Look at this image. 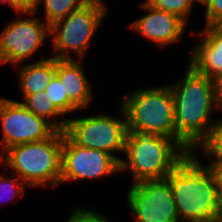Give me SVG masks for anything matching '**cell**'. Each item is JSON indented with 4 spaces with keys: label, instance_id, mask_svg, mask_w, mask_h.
I'll return each instance as SVG.
<instances>
[{
    "label": "cell",
    "instance_id": "obj_1",
    "mask_svg": "<svg viewBox=\"0 0 222 222\" xmlns=\"http://www.w3.org/2000/svg\"><path fill=\"white\" fill-rule=\"evenodd\" d=\"M180 81L169 84L174 98L176 142L187 152L209 137L217 121L212 111L219 110L215 81L197 73L189 64Z\"/></svg>",
    "mask_w": 222,
    "mask_h": 222
},
{
    "label": "cell",
    "instance_id": "obj_2",
    "mask_svg": "<svg viewBox=\"0 0 222 222\" xmlns=\"http://www.w3.org/2000/svg\"><path fill=\"white\" fill-rule=\"evenodd\" d=\"M188 153L166 176L180 222H205L222 212V196L210 165Z\"/></svg>",
    "mask_w": 222,
    "mask_h": 222
},
{
    "label": "cell",
    "instance_id": "obj_3",
    "mask_svg": "<svg viewBox=\"0 0 222 222\" xmlns=\"http://www.w3.org/2000/svg\"><path fill=\"white\" fill-rule=\"evenodd\" d=\"M123 153L119 172L129 170L132 184L166 178L188 154L174 139L140 130H128Z\"/></svg>",
    "mask_w": 222,
    "mask_h": 222
},
{
    "label": "cell",
    "instance_id": "obj_4",
    "mask_svg": "<svg viewBox=\"0 0 222 222\" xmlns=\"http://www.w3.org/2000/svg\"><path fill=\"white\" fill-rule=\"evenodd\" d=\"M62 146L63 131L56 130L45 140L8 148L5 166L29 187H57L61 180Z\"/></svg>",
    "mask_w": 222,
    "mask_h": 222
},
{
    "label": "cell",
    "instance_id": "obj_5",
    "mask_svg": "<svg viewBox=\"0 0 222 222\" xmlns=\"http://www.w3.org/2000/svg\"><path fill=\"white\" fill-rule=\"evenodd\" d=\"M120 102L127 130L151 132L176 141L174 98L170 86L135 89Z\"/></svg>",
    "mask_w": 222,
    "mask_h": 222
},
{
    "label": "cell",
    "instance_id": "obj_6",
    "mask_svg": "<svg viewBox=\"0 0 222 222\" xmlns=\"http://www.w3.org/2000/svg\"><path fill=\"white\" fill-rule=\"evenodd\" d=\"M107 7L102 0H91L50 26V36L56 59L82 58L87 53L92 37L106 16Z\"/></svg>",
    "mask_w": 222,
    "mask_h": 222
},
{
    "label": "cell",
    "instance_id": "obj_7",
    "mask_svg": "<svg viewBox=\"0 0 222 222\" xmlns=\"http://www.w3.org/2000/svg\"><path fill=\"white\" fill-rule=\"evenodd\" d=\"M119 112L120 117L103 113L83 118H67L64 133L75 144L104 151L120 161L121 157L115 154L123 153L128 130L122 107Z\"/></svg>",
    "mask_w": 222,
    "mask_h": 222
},
{
    "label": "cell",
    "instance_id": "obj_8",
    "mask_svg": "<svg viewBox=\"0 0 222 222\" xmlns=\"http://www.w3.org/2000/svg\"><path fill=\"white\" fill-rule=\"evenodd\" d=\"M126 199L136 222H180L167 178L132 184Z\"/></svg>",
    "mask_w": 222,
    "mask_h": 222
},
{
    "label": "cell",
    "instance_id": "obj_9",
    "mask_svg": "<svg viewBox=\"0 0 222 222\" xmlns=\"http://www.w3.org/2000/svg\"><path fill=\"white\" fill-rule=\"evenodd\" d=\"M18 18L7 23L0 34V65L11 64L15 68L27 61L42 47L50 35V26L33 17Z\"/></svg>",
    "mask_w": 222,
    "mask_h": 222
},
{
    "label": "cell",
    "instance_id": "obj_10",
    "mask_svg": "<svg viewBox=\"0 0 222 222\" xmlns=\"http://www.w3.org/2000/svg\"><path fill=\"white\" fill-rule=\"evenodd\" d=\"M1 145L7 150L15 145L49 138L56 129L44 118L29 111L20 101L0 97Z\"/></svg>",
    "mask_w": 222,
    "mask_h": 222
},
{
    "label": "cell",
    "instance_id": "obj_11",
    "mask_svg": "<svg viewBox=\"0 0 222 222\" xmlns=\"http://www.w3.org/2000/svg\"><path fill=\"white\" fill-rule=\"evenodd\" d=\"M119 173V161L112 155L75 144L63 131L60 184L102 178Z\"/></svg>",
    "mask_w": 222,
    "mask_h": 222
},
{
    "label": "cell",
    "instance_id": "obj_12",
    "mask_svg": "<svg viewBox=\"0 0 222 222\" xmlns=\"http://www.w3.org/2000/svg\"><path fill=\"white\" fill-rule=\"evenodd\" d=\"M139 7L147 13L130 23L129 28L162 48L180 42L188 23L176 14L151 7L145 1Z\"/></svg>",
    "mask_w": 222,
    "mask_h": 222
},
{
    "label": "cell",
    "instance_id": "obj_13",
    "mask_svg": "<svg viewBox=\"0 0 222 222\" xmlns=\"http://www.w3.org/2000/svg\"><path fill=\"white\" fill-rule=\"evenodd\" d=\"M202 38L191 51L189 65L199 74L212 80L222 76V28L205 26L197 33Z\"/></svg>",
    "mask_w": 222,
    "mask_h": 222
},
{
    "label": "cell",
    "instance_id": "obj_14",
    "mask_svg": "<svg viewBox=\"0 0 222 222\" xmlns=\"http://www.w3.org/2000/svg\"><path fill=\"white\" fill-rule=\"evenodd\" d=\"M78 59H56L55 75L63 84L64 95L79 109L93 100L91 85Z\"/></svg>",
    "mask_w": 222,
    "mask_h": 222
},
{
    "label": "cell",
    "instance_id": "obj_15",
    "mask_svg": "<svg viewBox=\"0 0 222 222\" xmlns=\"http://www.w3.org/2000/svg\"><path fill=\"white\" fill-rule=\"evenodd\" d=\"M20 89L23 96H29L40 91H45L55 75L56 58L48 57L27 65L18 64Z\"/></svg>",
    "mask_w": 222,
    "mask_h": 222
},
{
    "label": "cell",
    "instance_id": "obj_16",
    "mask_svg": "<svg viewBox=\"0 0 222 222\" xmlns=\"http://www.w3.org/2000/svg\"><path fill=\"white\" fill-rule=\"evenodd\" d=\"M21 102L29 111L35 115L44 118L56 130L64 131L67 125V118H62L60 121L54 118L64 116L53 104L48 97L46 91H40L29 96H23Z\"/></svg>",
    "mask_w": 222,
    "mask_h": 222
},
{
    "label": "cell",
    "instance_id": "obj_17",
    "mask_svg": "<svg viewBox=\"0 0 222 222\" xmlns=\"http://www.w3.org/2000/svg\"><path fill=\"white\" fill-rule=\"evenodd\" d=\"M91 0H39L38 12L40 4L44 6L45 22L51 26L54 22L66 17L72 11L85 6Z\"/></svg>",
    "mask_w": 222,
    "mask_h": 222
},
{
    "label": "cell",
    "instance_id": "obj_18",
    "mask_svg": "<svg viewBox=\"0 0 222 222\" xmlns=\"http://www.w3.org/2000/svg\"><path fill=\"white\" fill-rule=\"evenodd\" d=\"M45 91L55 107L63 115L79 111V109L68 99V96L64 95L63 84H61V81L56 75L52 77L50 83L46 86Z\"/></svg>",
    "mask_w": 222,
    "mask_h": 222
},
{
    "label": "cell",
    "instance_id": "obj_19",
    "mask_svg": "<svg viewBox=\"0 0 222 222\" xmlns=\"http://www.w3.org/2000/svg\"><path fill=\"white\" fill-rule=\"evenodd\" d=\"M145 2L155 9L176 14L186 23L194 7L191 0H145Z\"/></svg>",
    "mask_w": 222,
    "mask_h": 222
},
{
    "label": "cell",
    "instance_id": "obj_20",
    "mask_svg": "<svg viewBox=\"0 0 222 222\" xmlns=\"http://www.w3.org/2000/svg\"><path fill=\"white\" fill-rule=\"evenodd\" d=\"M211 162H222V118L216 122L209 137L199 146Z\"/></svg>",
    "mask_w": 222,
    "mask_h": 222
},
{
    "label": "cell",
    "instance_id": "obj_21",
    "mask_svg": "<svg viewBox=\"0 0 222 222\" xmlns=\"http://www.w3.org/2000/svg\"><path fill=\"white\" fill-rule=\"evenodd\" d=\"M2 174L0 175V204L8 200L10 202L15 197L24 196L27 185L18 176H4V172Z\"/></svg>",
    "mask_w": 222,
    "mask_h": 222
},
{
    "label": "cell",
    "instance_id": "obj_22",
    "mask_svg": "<svg viewBox=\"0 0 222 222\" xmlns=\"http://www.w3.org/2000/svg\"><path fill=\"white\" fill-rule=\"evenodd\" d=\"M95 209L96 207L93 210L76 207L65 222H110L103 214L95 212Z\"/></svg>",
    "mask_w": 222,
    "mask_h": 222
},
{
    "label": "cell",
    "instance_id": "obj_23",
    "mask_svg": "<svg viewBox=\"0 0 222 222\" xmlns=\"http://www.w3.org/2000/svg\"><path fill=\"white\" fill-rule=\"evenodd\" d=\"M205 7V26H220L222 24V0H207Z\"/></svg>",
    "mask_w": 222,
    "mask_h": 222
},
{
    "label": "cell",
    "instance_id": "obj_24",
    "mask_svg": "<svg viewBox=\"0 0 222 222\" xmlns=\"http://www.w3.org/2000/svg\"><path fill=\"white\" fill-rule=\"evenodd\" d=\"M39 0H11L20 13H36Z\"/></svg>",
    "mask_w": 222,
    "mask_h": 222
},
{
    "label": "cell",
    "instance_id": "obj_25",
    "mask_svg": "<svg viewBox=\"0 0 222 222\" xmlns=\"http://www.w3.org/2000/svg\"><path fill=\"white\" fill-rule=\"evenodd\" d=\"M208 165L211 166L217 177L219 191L222 196V162H210Z\"/></svg>",
    "mask_w": 222,
    "mask_h": 222
},
{
    "label": "cell",
    "instance_id": "obj_26",
    "mask_svg": "<svg viewBox=\"0 0 222 222\" xmlns=\"http://www.w3.org/2000/svg\"><path fill=\"white\" fill-rule=\"evenodd\" d=\"M216 85V101L218 108L222 111V76L215 80Z\"/></svg>",
    "mask_w": 222,
    "mask_h": 222
},
{
    "label": "cell",
    "instance_id": "obj_27",
    "mask_svg": "<svg viewBox=\"0 0 222 222\" xmlns=\"http://www.w3.org/2000/svg\"><path fill=\"white\" fill-rule=\"evenodd\" d=\"M0 3H7L9 5V7H11V9H13V11L15 10V12L17 13L18 17L20 16H26V13H20L15 6L12 4L11 0H0Z\"/></svg>",
    "mask_w": 222,
    "mask_h": 222
},
{
    "label": "cell",
    "instance_id": "obj_28",
    "mask_svg": "<svg viewBox=\"0 0 222 222\" xmlns=\"http://www.w3.org/2000/svg\"><path fill=\"white\" fill-rule=\"evenodd\" d=\"M205 222H222V212L220 214L210 217Z\"/></svg>",
    "mask_w": 222,
    "mask_h": 222
},
{
    "label": "cell",
    "instance_id": "obj_29",
    "mask_svg": "<svg viewBox=\"0 0 222 222\" xmlns=\"http://www.w3.org/2000/svg\"><path fill=\"white\" fill-rule=\"evenodd\" d=\"M1 149H2V151H0V164H2L1 162H3V164L6 165V150L4 147L1 146V143H0V150Z\"/></svg>",
    "mask_w": 222,
    "mask_h": 222
},
{
    "label": "cell",
    "instance_id": "obj_30",
    "mask_svg": "<svg viewBox=\"0 0 222 222\" xmlns=\"http://www.w3.org/2000/svg\"><path fill=\"white\" fill-rule=\"evenodd\" d=\"M191 2L195 5V2L200 3L202 6H204L207 2V0H191Z\"/></svg>",
    "mask_w": 222,
    "mask_h": 222
}]
</instances>
